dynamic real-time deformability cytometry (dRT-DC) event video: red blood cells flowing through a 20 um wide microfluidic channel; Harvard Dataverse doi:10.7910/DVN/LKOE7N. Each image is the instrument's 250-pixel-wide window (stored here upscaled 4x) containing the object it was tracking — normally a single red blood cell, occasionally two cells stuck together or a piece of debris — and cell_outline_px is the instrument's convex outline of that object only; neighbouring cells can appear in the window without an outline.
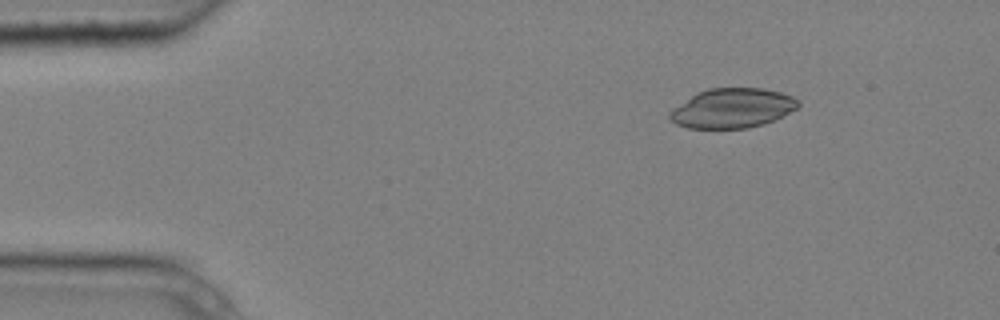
{"species": "common noctule bat (a hibernating species)", "species_latin": "Nyctalus noctula", "temperature_condition": "cold", "stored_images_in_passage": 4, "camera_frame_rate_fps": 3000, "um_per_image_px": 0.085, "animal": {"sex": "male", "body_mass_g": 20.4}, "frame": {"image": 1, "passage_image": 1, "time_ms": 0.0, "image_size_px": [1000, 320], "cell_outline_px": [[800, 104], [796, 108], [764, 124], [748, 128], [688, 128], [676, 124], [668, 116], [668, 112], [672, 108], [696, 92], [708, 88], [764, 88], [780, 92], [792, 96], [800, 100]], "centroid_in_image_um": [62.21, 9.18], "position_along_channel_um": 22.8, "area_um2": 29.65}}
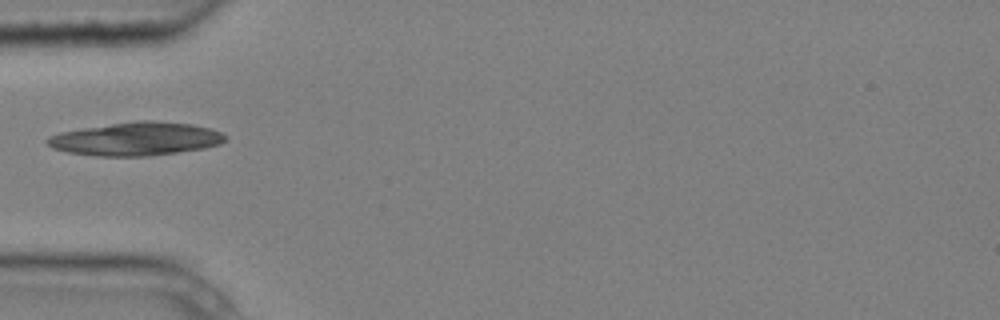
{"frame": {"image": 2, "passage_image": 4, "time_ms": 1.0, "image_size_px": [1000, 320], "cell_outline_px": [[228, 136], [220, 144], [204, 148], [148, 156], [96, 156], [68, 152], [52, 148], [44, 140], [48, 136], [60, 132], [80, 128], [136, 120], [152, 120], [192, 124], [212, 128]], "centroid_in_image_um": [11.54, 11.79], "position_along_channel_um": 73.5, "area_um2": 34.74}}